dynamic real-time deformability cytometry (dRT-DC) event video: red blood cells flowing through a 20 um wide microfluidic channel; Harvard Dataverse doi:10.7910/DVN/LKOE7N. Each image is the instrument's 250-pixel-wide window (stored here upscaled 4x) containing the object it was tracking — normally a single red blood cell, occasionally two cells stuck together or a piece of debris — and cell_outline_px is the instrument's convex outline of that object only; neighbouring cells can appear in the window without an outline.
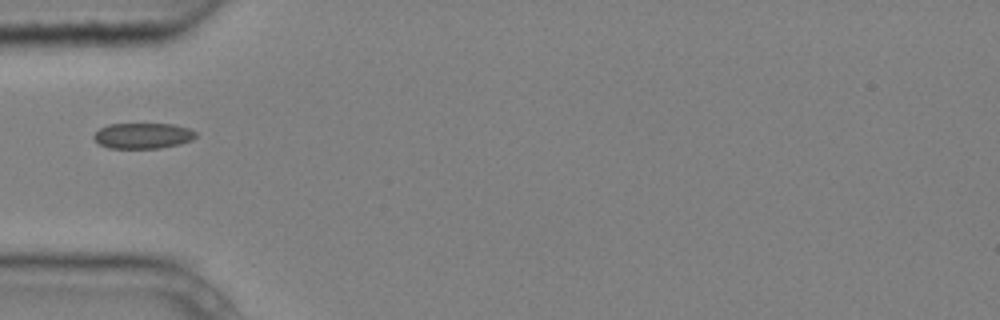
{"species": "common noctule bat (a hibernating species)", "species_latin": "Nyctalus noctula", "temperature_condition": "cold", "stored_images_in_passage": 1, "camera_frame_rate_fps": 3000, "um_per_image_px": 0.085, "animal": {"sex": "male", "body_mass_g": 20.4}, "frame": {"image": 1, "passage_image": 1, "time_ms": 0.0, "image_size_px": [1000, 320], "cell_outline_px": [[196, 136], [192, 140], [180, 144], [160, 148], [108, 148], [100, 144], [92, 136], [100, 128], [108, 124], [176, 124], [188, 128], [196, 132]], "centroid_in_image_um": [12.16, 11.53], "position_along_channel_um": 72.8, "area_um2": 15.26}}